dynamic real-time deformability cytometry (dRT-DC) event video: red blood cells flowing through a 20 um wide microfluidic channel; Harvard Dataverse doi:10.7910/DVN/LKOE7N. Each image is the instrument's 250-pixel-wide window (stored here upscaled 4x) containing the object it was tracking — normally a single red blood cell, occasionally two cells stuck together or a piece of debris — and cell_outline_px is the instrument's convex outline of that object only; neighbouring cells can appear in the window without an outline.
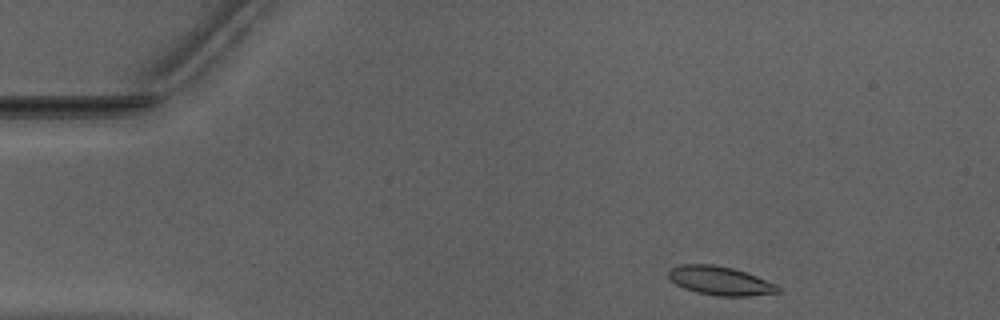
{"species": "Egyptian fruit bat (a non-hibernating species)", "species_latin": "Rousettus aegyptiacus", "temperature_condition": "warm", "stored_images_in_passage": 45, "camera_frame_rate_fps": 3000, "um_per_image_px": 0.085, "animal": {"sex": "male"}, "frame": {"image": 1, "passage_image": 1, "time_ms": 0.0, "image_size_px": [1000, 320], "cell_outline_px": [[780, 292], [748, 296], [716, 296], [696, 292], [684, 288], [676, 284], [668, 276], [668, 272], [672, 268], [684, 264], [712, 264], [732, 268], [756, 276], [776, 284], [780, 288]], "centroid_in_image_um": [61.22, 23.87], "position_along_channel_um": 23.8, "area_um2": 18.15}}
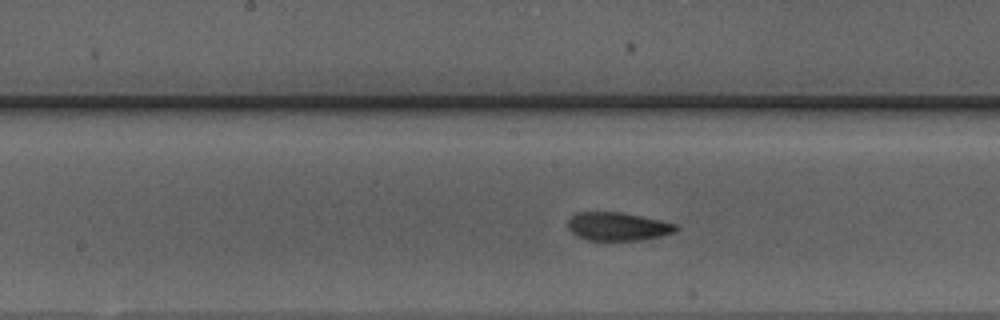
{"frame": {"image": 2, "passage_image": 20, "time_ms": 6.333, "image_size_px": [1000, 320], "cell_outline_px": [[680, 228], [676, 232], [660, 236], [640, 240], [588, 240], [576, 236], [568, 228], [568, 220], [576, 212], [620, 212], [660, 220], [676, 224]], "centroid_in_image_um": [52.51, 19.25], "position_along_channel_um": 195.7, "area_um2": 17.8}}
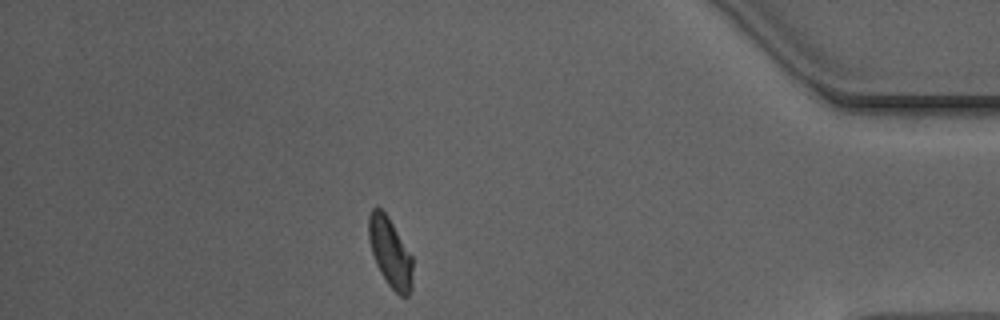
{"frame": {"image": 3, "passage_image": 39, "time_ms": 12.667, "image_size_px": [1000, 320], "cell_outline_px": [[412, 292], [408, 296], [400, 296], [388, 284], [380, 272], [376, 264], [368, 240], [368, 216], [372, 208], [380, 208], [388, 216], [412, 256]], "centroid_in_image_um": [33.16, 21.47], "position_along_channel_um": 402.0, "area_um2": 17.8}, "authors_computed_cell_mechanics": {"area_um2": 17.9758, "velocity_mm_per_s": 3.9456, "shape_relaxation_time_tau1_ms": 8.0933, "shape_relaxation_time_tau2_ms": 1.8351, "deformation_change_tau1": 0.2052, "deformation_change_tau2": 0.0729}}